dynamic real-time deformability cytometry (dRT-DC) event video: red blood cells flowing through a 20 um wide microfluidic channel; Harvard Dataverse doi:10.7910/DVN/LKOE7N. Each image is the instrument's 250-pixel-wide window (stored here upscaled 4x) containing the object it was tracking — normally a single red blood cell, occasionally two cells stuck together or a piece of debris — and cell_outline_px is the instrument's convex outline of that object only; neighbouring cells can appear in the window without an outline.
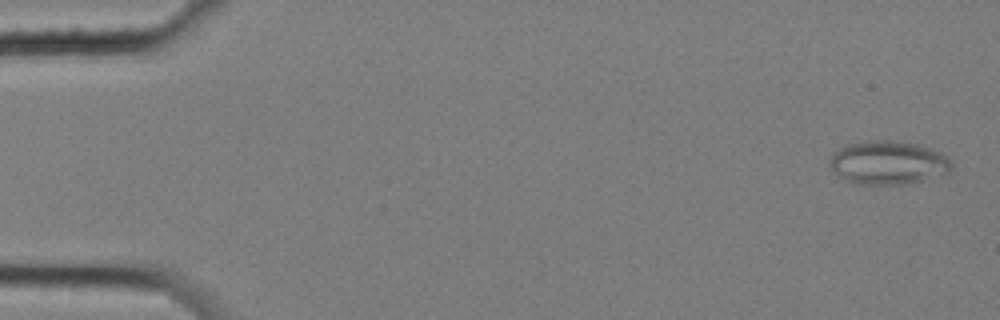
{"species": "common noctule bat (a hibernating species)", "species_latin": "Nyctalus noctula", "temperature_condition": "cold", "stored_images_in_passage": 7, "camera_frame_rate_fps": 3000, "um_per_image_px": 0.085, "animal": {"sex": "female", "body_mass_g": 25.1}, "frame": {"image": 1, "passage_image": 1, "time_ms": 0.0, "image_size_px": [1000, 320], "cell_outline_px": [[952, 168], [948, 172], [920, 180], [904, 184], [852, 184], [840, 176], [828, 164], [828, 160], [832, 152], [848, 144], [868, 140], [900, 140], [932, 148], [944, 152], [952, 160]], "centroid_in_image_um": [75.49, 13.8], "position_along_channel_um": 9.5, "area_um2": 31.21}}
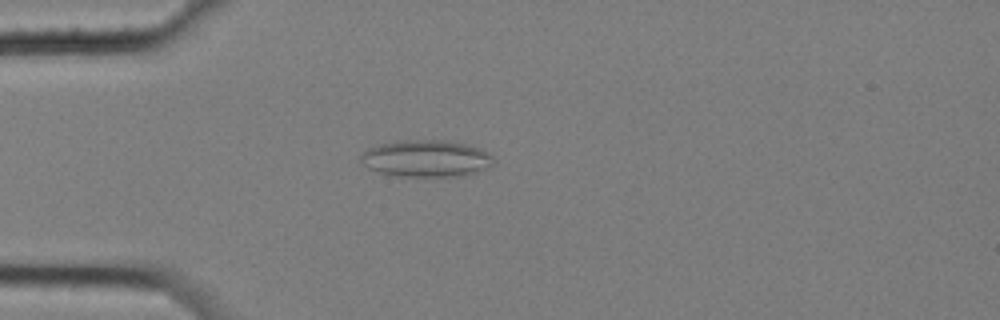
{"frame": {"image": 2, "passage_image": 5, "time_ms": 1.333, "image_size_px": [1000, 320], "cell_outline_px": [[496, 164], [488, 168], [476, 172], [460, 176], [396, 176], [380, 172], [368, 168], [360, 160], [360, 156], [368, 148], [380, 144], [396, 140], [448, 140], [480, 148], [488, 152], [492, 156]], "centroid_in_image_um": [36.25, 13.46], "position_along_channel_um": 48.7, "area_um2": 28.67}}